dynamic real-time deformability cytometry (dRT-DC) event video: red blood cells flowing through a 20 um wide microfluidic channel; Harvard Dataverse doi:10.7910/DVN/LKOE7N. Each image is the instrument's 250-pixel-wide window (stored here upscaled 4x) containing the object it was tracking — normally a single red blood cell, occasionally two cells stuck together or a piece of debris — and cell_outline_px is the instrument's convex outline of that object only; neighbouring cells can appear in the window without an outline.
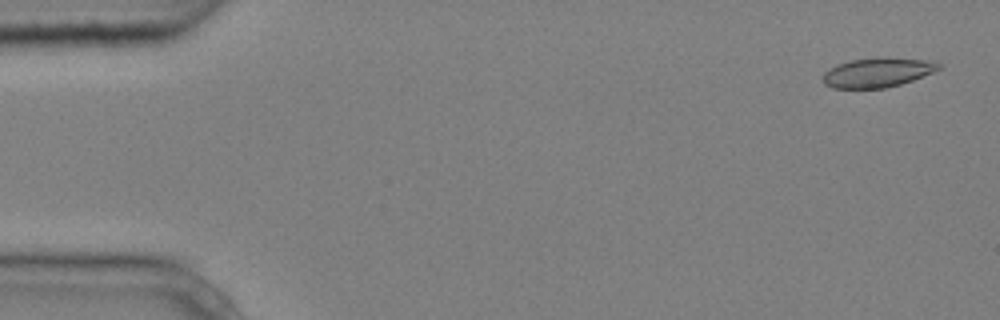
{"species": "common noctule bat (a hibernating species)", "species_latin": "Nyctalus noctula", "temperature_condition": "cold", "stored_images_in_passage": 5, "camera_frame_rate_fps": 3000, "um_per_image_px": 0.085, "animal": {"sex": "male", "body_mass_g": 20.4}, "frame": {"image": 1, "passage_image": 1, "time_ms": 0.0, "image_size_px": [1000, 320], "cell_outline_px": [[940, 68], [932, 72], [912, 80], [900, 84], [884, 88], [832, 88], [824, 84], [824, 72], [836, 64], [852, 60], [888, 56], [932, 60], [940, 64]], "centroid_in_image_um": [74.6, 6.14], "position_along_channel_um": 10.4, "area_um2": 19.94}}
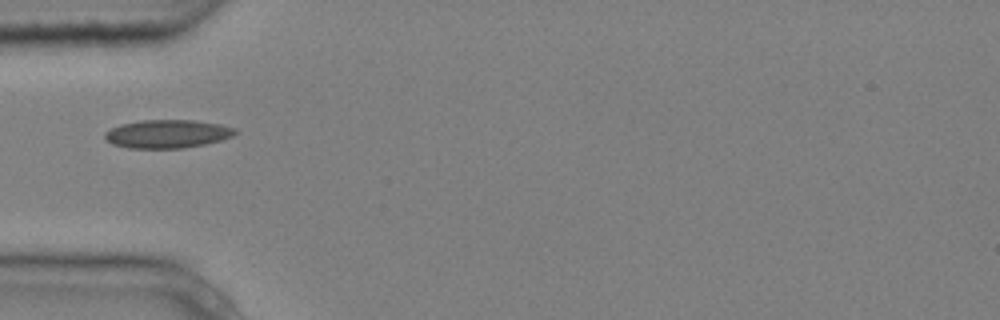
{"frame": {"image": 2, "passage_image": 5, "time_ms": 1.333, "image_size_px": [1000, 320], "cell_outline_px": [[240, 132], [232, 136], [220, 140], [204, 144], [184, 148], [128, 148], [112, 144], [104, 140], [104, 132], [120, 124], [140, 120], [192, 120], [220, 124], [236, 128]], "centroid_in_image_um": [14.21, 11.38], "position_along_channel_um": 70.8, "area_um2": 21.68}}